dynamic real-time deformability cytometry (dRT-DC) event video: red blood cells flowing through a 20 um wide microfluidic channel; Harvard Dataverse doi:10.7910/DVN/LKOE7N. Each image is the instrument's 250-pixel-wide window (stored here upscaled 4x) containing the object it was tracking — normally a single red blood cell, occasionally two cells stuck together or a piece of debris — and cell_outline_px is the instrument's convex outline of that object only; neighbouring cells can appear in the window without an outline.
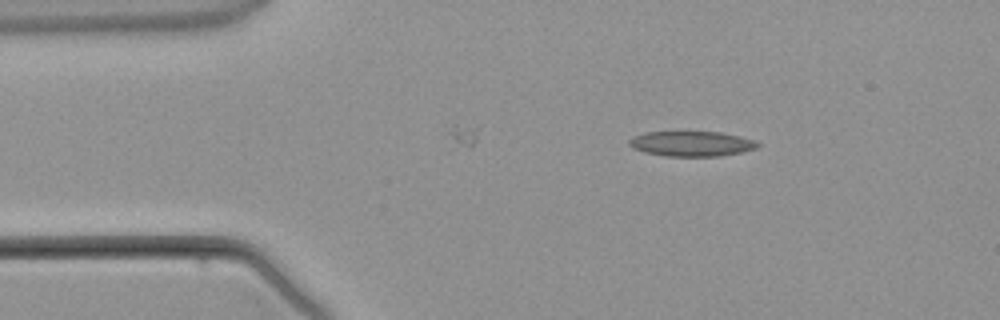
{"species": "common noctule bat (a hibernating species)", "species_latin": "Nyctalus noctula", "temperature_condition": "warm", "stored_images_in_passage": 2, "camera_frame_rate_fps": 3000, "um_per_image_px": 0.085, "animal": {"sex": "male", "body_mass_g": 21.5, "forearm_length_mm": 52.0}, "frame": {"image": 1, "passage_image": 1, "time_ms": 0.0, "image_size_px": [1000, 320], "cell_outline_px": [[760, 144], [756, 148], [744, 152], [720, 156], [664, 156], [644, 152], [632, 148], [628, 144], [628, 140], [632, 136], [644, 132], [720, 132], [740, 136], [756, 140]], "centroid_in_image_um": [58.77, 12.22], "position_along_channel_um": 26.2, "area_um2": 19.02}}